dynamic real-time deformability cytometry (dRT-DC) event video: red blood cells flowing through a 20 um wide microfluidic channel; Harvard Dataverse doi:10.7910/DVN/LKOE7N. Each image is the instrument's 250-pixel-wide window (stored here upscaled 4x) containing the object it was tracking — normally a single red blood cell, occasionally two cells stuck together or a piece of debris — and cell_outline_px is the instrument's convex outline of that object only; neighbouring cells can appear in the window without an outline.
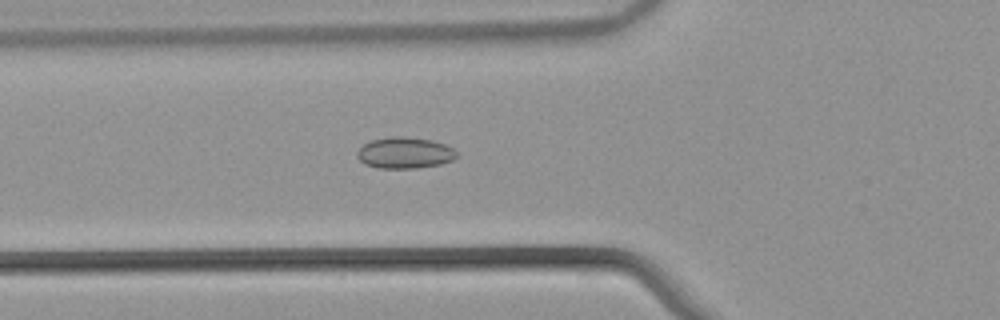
{"species": "common noctule bat (a hibernating species)", "species_latin": "Nyctalus noctula", "temperature_condition": "warm", "stored_images_in_passage": 48, "camera_frame_rate_fps": 3000, "um_per_image_px": 0.085, "animal": {"sex": "male", "body_mass_g": 21.5, "forearm_length_mm": 52.0}, "frame": {"image": 1, "passage_image": 14, "time_ms": 4.333, "image_size_px": [1000, 320], "cell_outline_px": [[456, 156], [452, 160], [440, 164], [416, 168], [376, 168], [364, 164], [356, 156], [356, 152], [364, 144], [372, 140], [392, 136], [404, 136], [432, 140], [444, 144], [452, 148], [456, 152]], "centroid_in_image_um": [34.37, 12.99], "position_along_channel_um": 91.4, "area_um2": 18.09}}
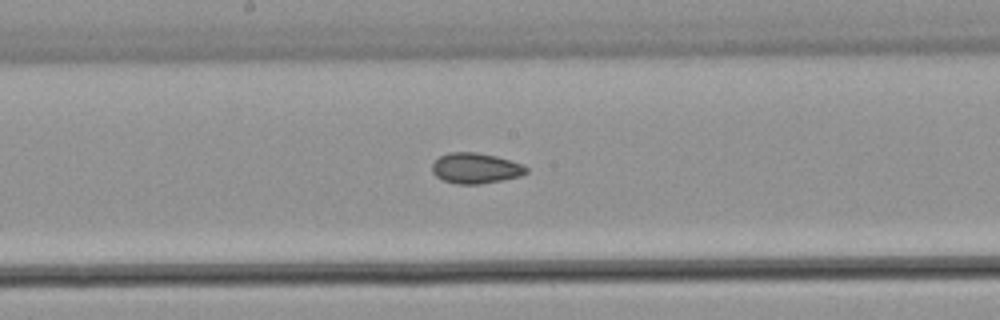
{"frame": {"image": 2, "passage_image": 23, "time_ms": 7.333, "image_size_px": [1000, 320], "cell_outline_px": [[528, 172], [520, 176], [480, 184], [456, 184], [444, 180], [436, 176], [432, 172], [432, 164], [440, 156], [448, 152], [476, 152], [496, 156], [520, 164], [528, 168]], "centroid_in_image_um": [40.4, 14.29], "position_along_channel_um": 207.8, "area_um2": 16.59}}
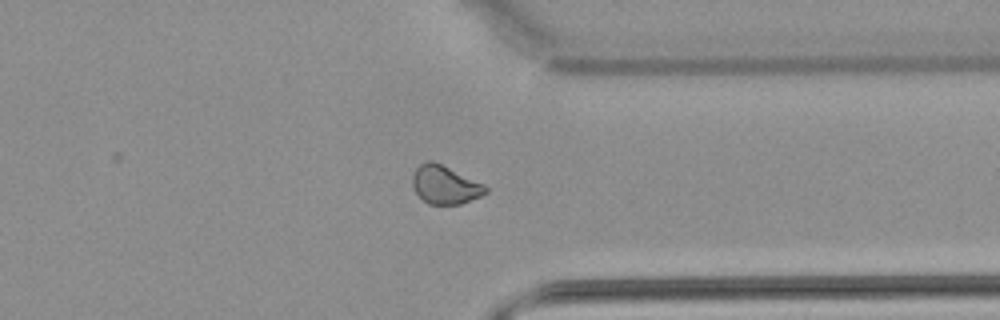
{"frame": {"image": 3, "passage_image": 36, "time_ms": 11.667, "image_size_px": [1000, 320], "cell_outline_px": [[488, 192], [480, 196], [460, 204], [428, 204], [416, 192], [412, 184], [412, 176], [416, 168], [420, 164], [428, 160], [432, 160], [484, 184], [488, 188]], "centroid_in_image_um": [37.82, 15.7], "position_along_channel_um": 373.6, "area_um2": 16.13}, "authors_computed_cell_mechanics": {"area_um2": 17.1377, "velocity_mm_per_s": 3.874, "shape_relaxation_time_tau1_ms": null, "shape_relaxation_time_tau2_ms": 2.6744, "deformation_change_tau1": null, "deformation_change_tau2": 0.069}}